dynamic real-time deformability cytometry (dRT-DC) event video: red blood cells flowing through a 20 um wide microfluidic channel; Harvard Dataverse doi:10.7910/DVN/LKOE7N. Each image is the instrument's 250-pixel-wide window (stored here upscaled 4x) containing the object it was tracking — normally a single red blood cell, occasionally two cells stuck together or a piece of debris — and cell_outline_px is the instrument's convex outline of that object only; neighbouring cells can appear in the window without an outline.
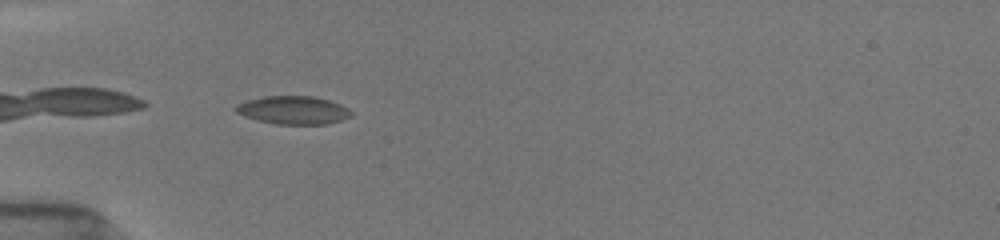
{"species": "common noctule bat (a hibernating species)", "species_latin": "Nyctalus noctula", "temperature_condition": "room temperature", "stored_images_in_passage": 36, "camera_frame_rate_fps": 3000, "um_per_image_px": 0.085, "animal": {"sex": "female", "body_mass_g": 19.5, "forearm_length_mm": 54.1}, "frame": {"image": 1, "passage_image": 1, "time_ms": 0.0, "image_size_px": [1000, 240], "cell_outline_px": [[352, 116], [328, 124], [276, 124], [260, 120], [236, 112], [232, 108], [236, 104], [248, 100], [264, 96], [316, 96], [340, 104], [348, 108], [352, 112]], "centroid_in_image_um": [24.95, 9.35], "position_along_channel_um": 60.1, "area_um2": 18.84}}
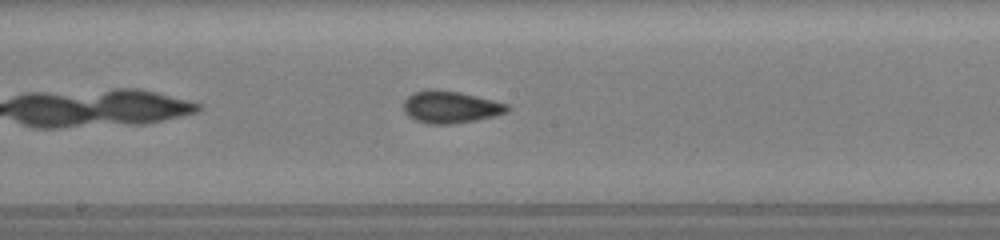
{"frame": {"image": 2, "passage_image": 13, "time_ms": 4.0, "image_size_px": [1000, 240], "cell_outline_px": [[512, 108], [508, 112], [496, 116], [452, 124], [428, 124], [416, 120], [408, 116], [404, 112], [404, 100], [412, 92], [428, 88], [436, 88], [460, 92], [508, 104]], "centroid_in_image_um": [38.28, 9.08], "position_along_channel_um": 209.9, "area_um2": 19.71}}
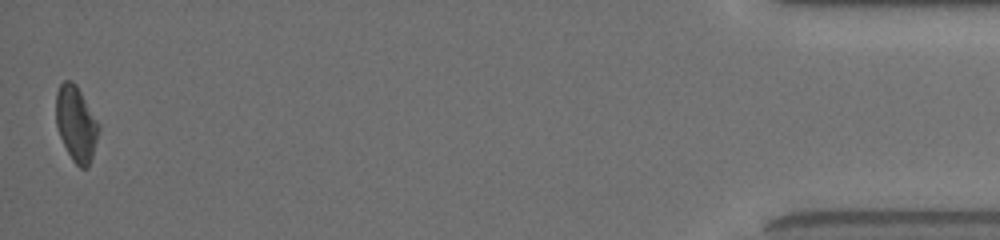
{"frame": {"image": 3, "passage_image": 36, "time_ms": 11.667, "image_size_px": [1000, 240], "cell_outline_px": [[100, 128], [92, 156], [88, 168], [80, 168], [72, 160], [60, 136], [56, 124], [56, 92], [60, 84], [64, 80], [72, 80], [76, 84], [100, 124]], "centroid_in_image_um": [6.47, 10.5], "position_along_channel_um": 428.7, "area_um2": 18.73}, "authors_computed_cell_mechanics": {"area_um2": 18.7272, "velocity_mm_per_s": 3.9314, "shape_relaxation_time_tau1_ms": 8.1133, "shape_relaxation_time_tau2_ms": 1.2845, "deformation_change_tau1": 0.1575, "deformation_change_tau2": 0.0698}}